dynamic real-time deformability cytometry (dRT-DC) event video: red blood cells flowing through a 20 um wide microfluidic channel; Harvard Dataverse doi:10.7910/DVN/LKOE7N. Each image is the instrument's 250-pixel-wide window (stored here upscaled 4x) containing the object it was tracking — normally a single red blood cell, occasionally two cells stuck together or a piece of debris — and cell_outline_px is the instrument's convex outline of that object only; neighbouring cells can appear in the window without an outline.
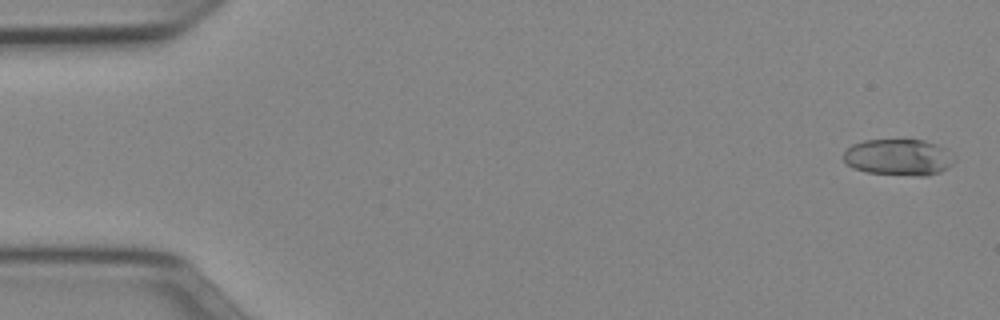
{"species": "Egyptian fruit bat (a non-hibernating species)", "species_latin": "Rousettus aegyptiacus", "temperature_condition": "cold", "stored_images_in_passage": 49, "camera_frame_rate_fps": 3000, "um_per_image_px": 0.085, "animal": {"sex": "female"}, "frame": {"image": 1, "passage_image": 2, "time_ms": 0.333, "image_size_px": [1000, 320], "cell_outline_px": [[956, 160], [948, 168], [940, 172], [928, 176], [920, 176], [868, 172], [852, 168], [844, 160], [844, 152], [852, 144], [864, 140], [924, 140], [948, 148], [956, 156]], "centroid_in_image_um": [76.45, 13.36], "position_along_channel_um": 8.6, "area_um2": 23.76}}
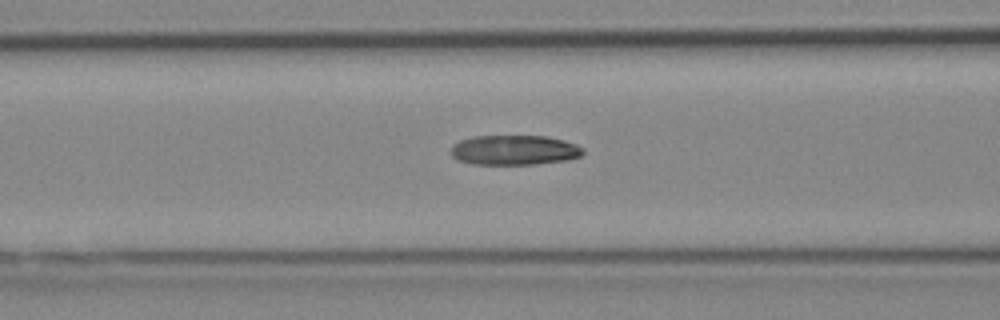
{"frame": {"image": 2, "passage_image": 21, "time_ms": 6.667, "image_size_px": [1000, 320], "cell_outline_px": [[584, 152], [580, 156], [568, 160], [536, 164], [472, 164], [456, 160], [452, 156], [452, 144], [460, 140], [472, 136], [544, 136], [564, 140], [576, 144], [584, 148]], "centroid_in_image_um": [43.71, 12.76], "position_along_channel_um": 122.9, "area_um2": 23.12}}
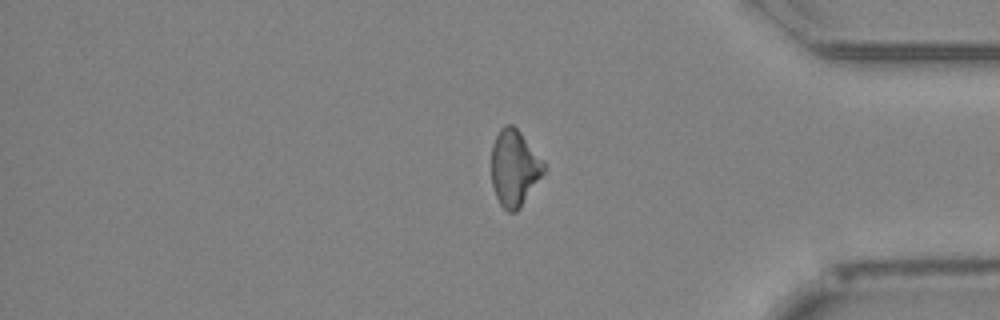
{"frame": {"image": 3, "passage_image": 43, "time_ms": 14.0, "image_size_px": [1000, 320], "cell_outline_px": [[548, 168], [520, 208], [516, 212], [508, 212], [500, 204], [496, 196], [492, 184], [492, 144], [500, 128], [504, 124], [512, 124], [520, 132], [544, 160]], "centroid_in_image_um": [43.75, 14.27], "position_along_channel_um": 391.5, "area_um2": 23.52}, "authors_computed_cell_mechanics": {"area_um2": 23.409, "velocity_mm_per_s": 3.9575, "shape_relaxation_time_tau1_ms": null, "shape_relaxation_time_tau2_ms": 7.4969, "deformation_change_tau1": null, "deformation_change_tau2": 0.1732}}